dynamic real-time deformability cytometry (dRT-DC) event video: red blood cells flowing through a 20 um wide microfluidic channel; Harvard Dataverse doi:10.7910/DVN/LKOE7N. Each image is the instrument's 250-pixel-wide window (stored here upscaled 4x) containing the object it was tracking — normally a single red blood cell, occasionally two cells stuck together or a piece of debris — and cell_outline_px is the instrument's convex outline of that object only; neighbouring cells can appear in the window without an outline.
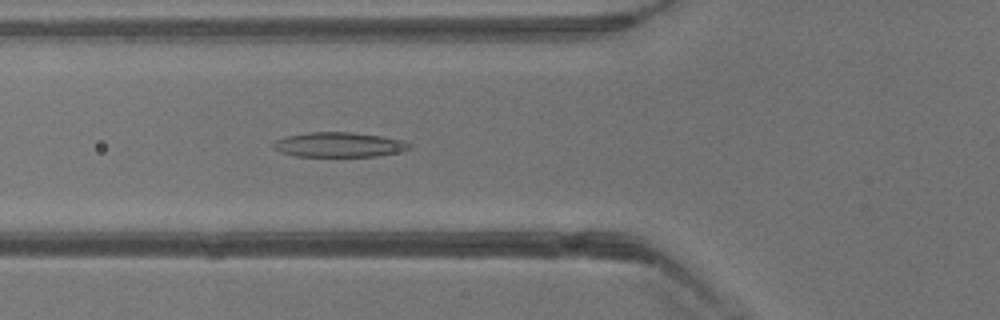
{"species": "common noctule bat (a hibernating species)", "species_latin": "Nyctalus noctula", "temperature_condition": "warm", "stored_images_in_passage": 40, "camera_frame_rate_fps": 3000, "um_per_image_px": 0.085, "animal": {"sex": "male", "body_mass_g": 13.3}, "frame": {"image": 1, "passage_image": 15, "time_ms": 4.667, "image_size_px": [1000, 320], "cell_outline_px": [[412, 148], [404, 152], [376, 156], [296, 156], [280, 152], [272, 144], [276, 140], [288, 136], [308, 132], [352, 132], [384, 136], [404, 140], [412, 144]], "centroid_in_image_um": [28.92, 12.3], "position_along_channel_um": 96.9, "area_um2": 19.83}}
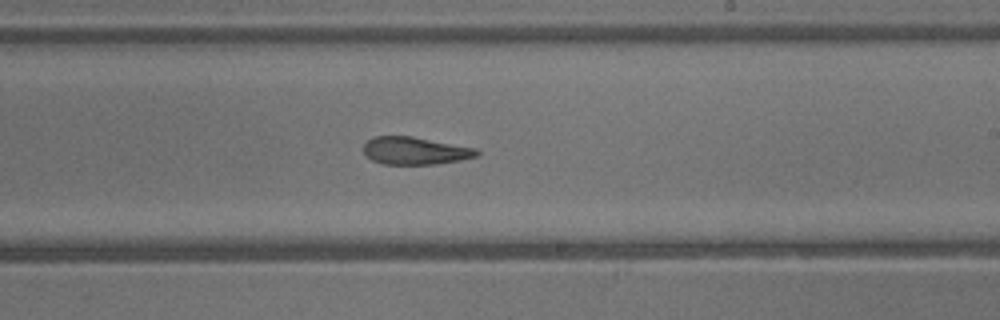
{"frame": {"image": 2, "passage_image": 24, "time_ms": 7.667, "image_size_px": [1000, 320], "cell_outline_px": [[480, 156], [460, 160], [436, 164], [384, 164], [372, 160], [364, 156], [364, 144], [368, 140], [376, 136], [412, 136], [476, 148], [480, 152]], "centroid_in_image_um": [35.29, 12.82], "position_along_channel_um": 253.7, "area_um2": 18.26}}
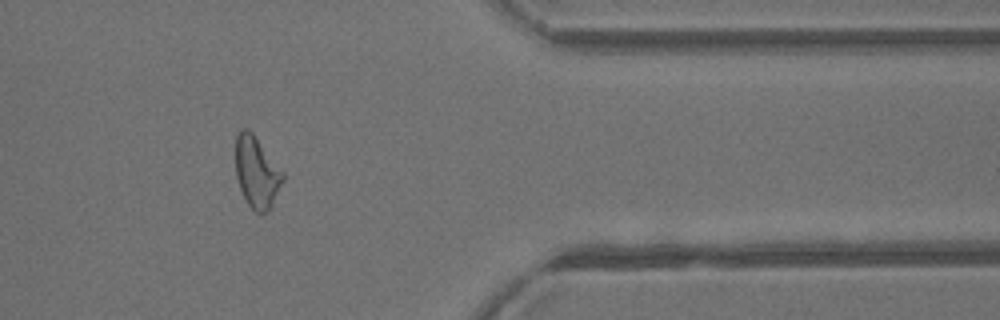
{"frame": {"image": 3, "passage_image": 33, "time_ms": 10.667, "image_size_px": [1000, 320], "cell_outline_px": [[284, 180], [272, 208], [264, 212], [256, 212], [248, 204], [240, 188], [236, 176], [236, 136], [240, 128], [248, 128], [252, 132], [284, 172]], "centroid_in_image_um": [21.84, 14.63], "position_along_channel_um": 389.6, "area_um2": 19.71}}